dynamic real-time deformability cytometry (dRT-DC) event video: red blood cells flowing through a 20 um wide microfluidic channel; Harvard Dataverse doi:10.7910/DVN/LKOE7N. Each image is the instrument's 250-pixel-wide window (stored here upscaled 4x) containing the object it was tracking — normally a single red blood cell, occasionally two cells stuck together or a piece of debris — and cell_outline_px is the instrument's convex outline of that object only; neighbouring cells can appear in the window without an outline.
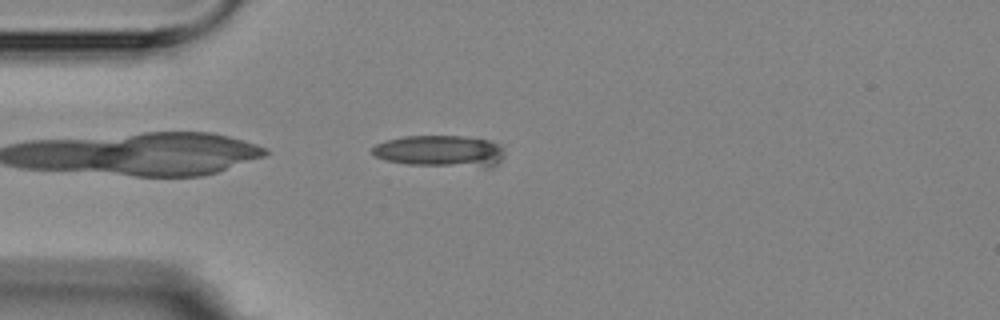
{"species": "Egyptian fruit bat (a non-hibernating species)", "species_latin": "Rousettus aegyptiacus", "temperature_condition": "room temperature", "stored_images_in_passage": 3, "camera_frame_rate_fps": 3000, "um_per_image_px": 0.085, "animal": {"sex": "female"}, "frame": {"image": 1, "passage_image": 1, "time_ms": 0.0, "image_size_px": [1000, 320], "cell_outline_px": [[504, 156], [492, 168], [484, 168], [408, 164], [384, 160], [376, 156], [372, 152], [372, 148], [376, 144], [388, 140], [404, 136], [464, 136], [488, 140], [500, 144]], "centroid_in_image_um": [37.46, 12.86], "position_along_channel_um": 47.5, "area_um2": 24.57}}